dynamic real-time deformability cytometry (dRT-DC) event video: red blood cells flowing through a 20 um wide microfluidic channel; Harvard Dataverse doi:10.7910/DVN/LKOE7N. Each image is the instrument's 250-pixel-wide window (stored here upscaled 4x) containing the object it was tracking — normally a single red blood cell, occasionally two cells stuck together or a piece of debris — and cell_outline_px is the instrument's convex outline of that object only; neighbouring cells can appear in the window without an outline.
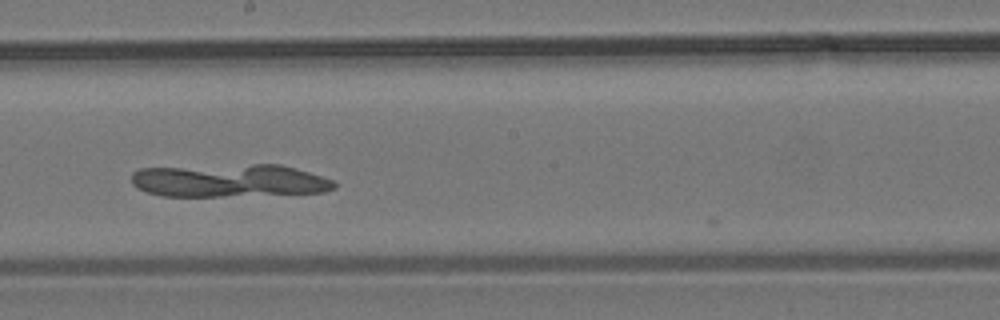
{"species": "common noctule bat (a hibernating species)", "species_latin": "Nyctalus noctula", "temperature_condition": "room temperature", "stored_images_in_passage": 9, "camera_frame_rate_fps": 3000, "um_per_image_px": 0.085, "animal": {"sex": "male", "body_mass_g": 19.2, "forearm_length_mm": 51.8}, "frame": {"image": 1, "passage_image": 7, "time_ms": 7.667, "image_size_px": [1000, 320], "cell_outline_px": [[336, 188], [324, 192], [220, 196], [160, 196], [136, 188], [132, 184], [132, 172], [140, 168], [252, 164], [280, 164], [296, 168], [332, 180], [336, 184]], "centroid_in_image_um": [19.45, 15.35], "position_along_channel_um": 228.7, "area_um2": 38.84}}
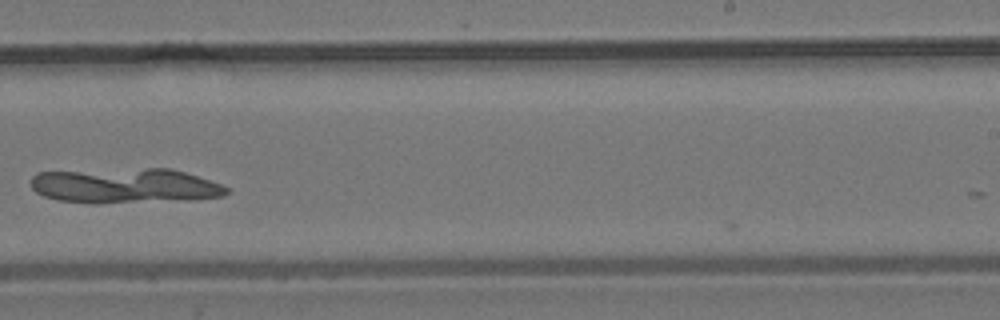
{"frame": {"image": 2, "passage_image": 8, "time_ms": 9.0, "image_size_px": [1000, 320], "cell_outline_px": [[228, 192], [224, 196], [188, 200], [60, 200], [44, 196], [36, 192], [32, 188], [28, 180], [36, 172], [148, 168], [172, 168], [220, 184], [228, 188]], "centroid_in_image_um": [10.62, 15.73], "position_along_channel_um": 278.4, "area_um2": 38.32}}